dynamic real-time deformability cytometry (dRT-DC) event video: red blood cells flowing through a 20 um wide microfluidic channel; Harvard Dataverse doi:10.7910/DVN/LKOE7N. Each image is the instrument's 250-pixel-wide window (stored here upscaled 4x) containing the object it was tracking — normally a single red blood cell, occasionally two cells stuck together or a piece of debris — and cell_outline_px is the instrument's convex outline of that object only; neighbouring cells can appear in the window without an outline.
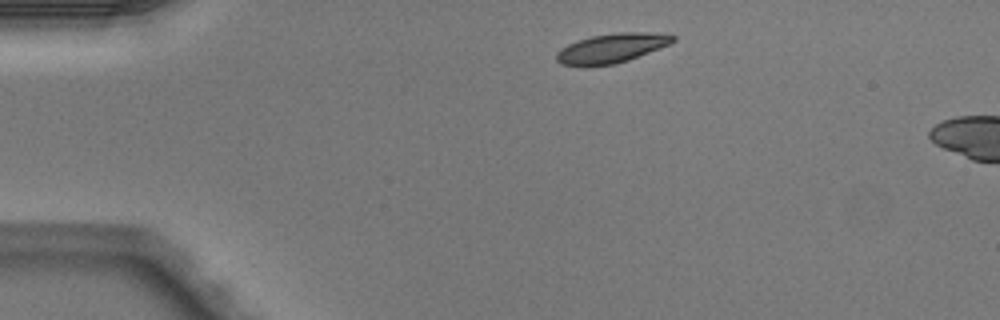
{"species": "Egyptian fruit bat (a non-hibernating species)", "species_latin": "Rousettus aegyptiacus", "temperature_condition": "warm", "stored_images_in_passage": 3, "camera_frame_rate_fps": 3000, "um_per_image_px": 0.085, "animal": {"sex": "male"}, "frame": {"image": 1, "passage_image": 1, "time_ms": 0.0, "image_size_px": [1000, 320], "cell_outline_px": [[676, 40], [668, 44], [628, 60], [616, 64], [560, 64], [556, 60], [556, 52], [560, 48], [576, 40], [592, 36], [616, 32], [664, 32], [676, 36]], "centroid_in_image_um": [52.02, 4.05], "position_along_channel_um": 33.0, "area_um2": 19.65}}